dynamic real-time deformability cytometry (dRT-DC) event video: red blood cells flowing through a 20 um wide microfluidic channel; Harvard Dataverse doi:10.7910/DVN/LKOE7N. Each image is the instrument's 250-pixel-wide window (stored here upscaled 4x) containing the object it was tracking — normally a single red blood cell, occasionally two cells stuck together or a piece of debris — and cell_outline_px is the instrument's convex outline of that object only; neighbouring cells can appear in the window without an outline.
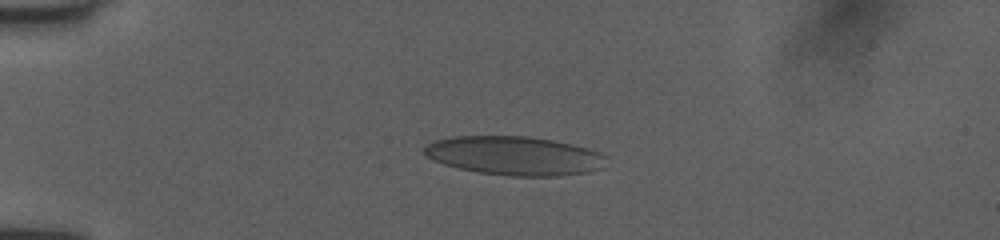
{"species": "human", "species_latin": "Homo sapiens", "temperature_condition": "room temperature", "stored_images_in_passage": 6, "camera_frame_rate_fps": 3000, "um_per_image_px": 0.085, "donor": {"sex": "female"}, "frame": {"image": 1, "passage_image": 5, "time_ms": 1.333, "image_size_px": [1000, 240], "cell_outline_px": [[604, 156], [600, 168], [588, 172], [556, 176], [508, 176], [480, 172], [460, 168], [444, 164], [432, 160], [424, 152], [424, 148], [428, 144], [436, 140], [456, 136], [528, 136], [552, 140], [584, 148], [596, 152]], "centroid_in_image_um": [43.66, 13.24], "position_along_channel_um": 41.3, "area_um2": 40.46}}